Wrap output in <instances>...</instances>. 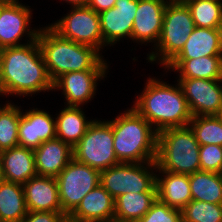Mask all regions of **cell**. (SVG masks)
<instances>
[{"label": "cell", "mask_w": 222, "mask_h": 222, "mask_svg": "<svg viewBox=\"0 0 222 222\" xmlns=\"http://www.w3.org/2000/svg\"><path fill=\"white\" fill-rule=\"evenodd\" d=\"M27 41V44L3 49L0 58V95L29 96L39 91L53 90V81L37 39Z\"/></svg>", "instance_id": "obj_1"}, {"label": "cell", "mask_w": 222, "mask_h": 222, "mask_svg": "<svg viewBox=\"0 0 222 222\" xmlns=\"http://www.w3.org/2000/svg\"><path fill=\"white\" fill-rule=\"evenodd\" d=\"M178 86L167 84L156 78L147 80L144 91L137 96L134 109L143 116L157 132L172 127L187 126L192 113Z\"/></svg>", "instance_id": "obj_2"}, {"label": "cell", "mask_w": 222, "mask_h": 222, "mask_svg": "<svg viewBox=\"0 0 222 222\" xmlns=\"http://www.w3.org/2000/svg\"><path fill=\"white\" fill-rule=\"evenodd\" d=\"M37 42L53 82L67 72L108 68L98 50L64 39L49 26L39 29Z\"/></svg>", "instance_id": "obj_3"}, {"label": "cell", "mask_w": 222, "mask_h": 222, "mask_svg": "<svg viewBox=\"0 0 222 222\" xmlns=\"http://www.w3.org/2000/svg\"><path fill=\"white\" fill-rule=\"evenodd\" d=\"M120 163L156 162L158 132L133 107L110 120Z\"/></svg>", "instance_id": "obj_4"}, {"label": "cell", "mask_w": 222, "mask_h": 222, "mask_svg": "<svg viewBox=\"0 0 222 222\" xmlns=\"http://www.w3.org/2000/svg\"><path fill=\"white\" fill-rule=\"evenodd\" d=\"M199 147L189 125L163 129L158 132L156 164L163 171L193 174L200 171Z\"/></svg>", "instance_id": "obj_5"}, {"label": "cell", "mask_w": 222, "mask_h": 222, "mask_svg": "<svg viewBox=\"0 0 222 222\" xmlns=\"http://www.w3.org/2000/svg\"><path fill=\"white\" fill-rule=\"evenodd\" d=\"M194 28V20L186 3L166 5L162 32L158 43L155 44L157 52L150 53L147 60H159L166 67L184 48Z\"/></svg>", "instance_id": "obj_6"}, {"label": "cell", "mask_w": 222, "mask_h": 222, "mask_svg": "<svg viewBox=\"0 0 222 222\" xmlns=\"http://www.w3.org/2000/svg\"><path fill=\"white\" fill-rule=\"evenodd\" d=\"M154 169L156 162L120 163L100 172V185L114 199L126 193H157Z\"/></svg>", "instance_id": "obj_7"}, {"label": "cell", "mask_w": 222, "mask_h": 222, "mask_svg": "<svg viewBox=\"0 0 222 222\" xmlns=\"http://www.w3.org/2000/svg\"><path fill=\"white\" fill-rule=\"evenodd\" d=\"M73 158L100 172L120 164L114 152L110 121L93 120L85 135L73 147Z\"/></svg>", "instance_id": "obj_8"}, {"label": "cell", "mask_w": 222, "mask_h": 222, "mask_svg": "<svg viewBox=\"0 0 222 222\" xmlns=\"http://www.w3.org/2000/svg\"><path fill=\"white\" fill-rule=\"evenodd\" d=\"M63 214H70L100 184V171L74 158L56 177Z\"/></svg>", "instance_id": "obj_9"}, {"label": "cell", "mask_w": 222, "mask_h": 222, "mask_svg": "<svg viewBox=\"0 0 222 222\" xmlns=\"http://www.w3.org/2000/svg\"><path fill=\"white\" fill-rule=\"evenodd\" d=\"M49 27L64 39L98 51L104 47L99 14L87 5L73 6L71 12Z\"/></svg>", "instance_id": "obj_10"}, {"label": "cell", "mask_w": 222, "mask_h": 222, "mask_svg": "<svg viewBox=\"0 0 222 222\" xmlns=\"http://www.w3.org/2000/svg\"><path fill=\"white\" fill-rule=\"evenodd\" d=\"M192 116L219 115L222 109V80L179 78Z\"/></svg>", "instance_id": "obj_11"}, {"label": "cell", "mask_w": 222, "mask_h": 222, "mask_svg": "<svg viewBox=\"0 0 222 222\" xmlns=\"http://www.w3.org/2000/svg\"><path fill=\"white\" fill-rule=\"evenodd\" d=\"M30 9L29 6L22 5L18 0L0 2V44L4 48L24 45L20 43V40L26 32L30 40L37 39L39 29L29 28Z\"/></svg>", "instance_id": "obj_12"}, {"label": "cell", "mask_w": 222, "mask_h": 222, "mask_svg": "<svg viewBox=\"0 0 222 222\" xmlns=\"http://www.w3.org/2000/svg\"><path fill=\"white\" fill-rule=\"evenodd\" d=\"M106 70L72 71L62 74L53 82V90H63L68 106L80 107L95 95L97 81L103 79Z\"/></svg>", "instance_id": "obj_13"}, {"label": "cell", "mask_w": 222, "mask_h": 222, "mask_svg": "<svg viewBox=\"0 0 222 222\" xmlns=\"http://www.w3.org/2000/svg\"><path fill=\"white\" fill-rule=\"evenodd\" d=\"M138 0H116L113 8L99 13L104 45H114L123 37L131 38Z\"/></svg>", "instance_id": "obj_14"}, {"label": "cell", "mask_w": 222, "mask_h": 222, "mask_svg": "<svg viewBox=\"0 0 222 222\" xmlns=\"http://www.w3.org/2000/svg\"><path fill=\"white\" fill-rule=\"evenodd\" d=\"M56 138L55 120L37 108L21 112L18 129V144L21 147L36 149L43 142Z\"/></svg>", "instance_id": "obj_15"}, {"label": "cell", "mask_w": 222, "mask_h": 222, "mask_svg": "<svg viewBox=\"0 0 222 222\" xmlns=\"http://www.w3.org/2000/svg\"><path fill=\"white\" fill-rule=\"evenodd\" d=\"M166 4L160 0H138L131 39L141 43H158Z\"/></svg>", "instance_id": "obj_16"}, {"label": "cell", "mask_w": 222, "mask_h": 222, "mask_svg": "<svg viewBox=\"0 0 222 222\" xmlns=\"http://www.w3.org/2000/svg\"><path fill=\"white\" fill-rule=\"evenodd\" d=\"M22 186L27 211L62 212L56 178L37 175Z\"/></svg>", "instance_id": "obj_17"}, {"label": "cell", "mask_w": 222, "mask_h": 222, "mask_svg": "<svg viewBox=\"0 0 222 222\" xmlns=\"http://www.w3.org/2000/svg\"><path fill=\"white\" fill-rule=\"evenodd\" d=\"M33 151L38 176L56 178L73 159V147L58 138L43 142Z\"/></svg>", "instance_id": "obj_18"}, {"label": "cell", "mask_w": 222, "mask_h": 222, "mask_svg": "<svg viewBox=\"0 0 222 222\" xmlns=\"http://www.w3.org/2000/svg\"><path fill=\"white\" fill-rule=\"evenodd\" d=\"M3 180L23 185L37 176L33 149L16 146L0 152Z\"/></svg>", "instance_id": "obj_19"}, {"label": "cell", "mask_w": 222, "mask_h": 222, "mask_svg": "<svg viewBox=\"0 0 222 222\" xmlns=\"http://www.w3.org/2000/svg\"><path fill=\"white\" fill-rule=\"evenodd\" d=\"M115 199L99 184L70 213L81 222H114Z\"/></svg>", "instance_id": "obj_20"}, {"label": "cell", "mask_w": 222, "mask_h": 222, "mask_svg": "<svg viewBox=\"0 0 222 222\" xmlns=\"http://www.w3.org/2000/svg\"><path fill=\"white\" fill-rule=\"evenodd\" d=\"M164 175L156 176L157 198L170 207L182 210L192 201L188 174L163 171L157 166V171Z\"/></svg>", "instance_id": "obj_21"}, {"label": "cell", "mask_w": 222, "mask_h": 222, "mask_svg": "<svg viewBox=\"0 0 222 222\" xmlns=\"http://www.w3.org/2000/svg\"><path fill=\"white\" fill-rule=\"evenodd\" d=\"M202 56H222V28L195 26L184 48L174 59H194Z\"/></svg>", "instance_id": "obj_22"}, {"label": "cell", "mask_w": 222, "mask_h": 222, "mask_svg": "<svg viewBox=\"0 0 222 222\" xmlns=\"http://www.w3.org/2000/svg\"><path fill=\"white\" fill-rule=\"evenodd\" d=\"M165 68L179 72V78L222 80V56L173 59Z\"/></svg>", "instance_id": "obj_23"}, {"label": "cell", "mask_w": 222, "mask_h": 222, "mask_svg": "<svg viewBox=\"0 0 222 222\" xmlns=\"http://www.w3.org/2000/svg\"><path fill=\"white\" fill-rule=\"evenodd\" d=\"M56 138L74 147L85 135L93 120H86L80 107L66 106L55 118Z\"/></svg>", "instance_id": "obj_24"}, {"label": "cell", "mask_w": 222, "mask_h": 222, "mask_svg": "<svg viewBox=\"0 0 222 222\" xmlns=\"http://www.w3.org/2000/svg\"><path fill=\"white\" fill-rule=\"evenodd\" d=\"M27 212L23 186L3 180L0 183V222H22Z\"/></svg>", "instance_id": "obj_25"}, {"label": "cell", "mask_w": 222, "mask_h": 222, "mask_svg": "<svg viewBox=\"0 0 222 222\" xmlns=\"http://www.w3.org/2000/svg\"><path fill=\"white\" fill-rule=\"evenodd\" d=\"M157 199V193H126L115 199L114 222H137Z\"/></svg>", "instance_id": "obj_26"}, {"label": "cell", "mask_w": 222, "mask_h": 222, "mask_svg": "<svg viewBox=\"0 0 222 222\" xmlns=\"http://www.w3.org/2000/svg\"><path fill=\"white\" fill-rule=\"evenodd\" d=\"M192 200L222 205V173L197 171L189 175Z\"/></svg>", "instance_id": "obj_27"}, {"label": "cell", "mask_w": 222, "mask_h": 222, "mask_svg": "<svg viewBox=\"0 0 222 222\" xmlns=\"http://www.w3.org/2000/svg\"><path fill=\"white\" fill-rule=\"evenodd\" d=\"M192 19L197 27L222 28L221 0H187Z\"/></svg>", "instance_id": "obj_28"}, {"label": "cell", "mask_w": 222, "mask_h": 222, "mask_svg": "<svg viewBox=\"0 0 222 222\" xmlns=\"http://www.w3.org/2000/svg\"><path fill=\"white\" fill-rule=\"evenodd\" d=\"M188 125L200 145L222 146V119L218 115L193 116Z\"/></svg>", "instance_id": "obj_29"}, {"label": "cell", "mask_w": 222, "mask_h": 222, "mask_svg": "<svg viewBox=\"0 0 222 222\" xmlns=\"http://www.w3.org/2000/svg\"><path fill=\"white\" fill-rule=\"evenodd\" d=\"M21 109L11 103L0 106V151L19 146L18 129Z\"/></svg>", "instance_id": "obj_30"}, {"label": "cell", "mask_w": 222, "mask_h": 222, "mask_svg": "<svg viewBox=\"0 0 222 222\" xmlns=\"http://www.w3.org/2000/svg\"><path fill=\"white\" fill-rule=\"evenodd\" d=\"M182 222H222V205L192 200L181 210Z\"/></svg>", "instance_id": "obj_31"}, {"label": "cell", "mask_w": 222, "mask_h": 222, "mask_svg": "<svg viewBox=\"0 0 222 222\" xmlns=\"http://www.w3.org/2000/svg\"><path fill=\"white\" fill-rule=\"evenodd\" d=\"M137 222H182L181 210L170 207L157 198Z\"/></svg>", "instance_id": "obj_32"}, {"label": "cell", "mask_w": 222, "mask_h": 222, "mask_svg": "<svg viewBox=\"0 0 222 222\" xmlns=\"http://www.w3.org/2000/svg\"><path fill=\"white\" fill-rule=\"evenodd\" d=\"M199 158L201 171L222 173V146L200 145Z\"/></svg>", "instance_id": "obj_33"}, {"label": "cell", "mask_w": 222, "mask_h": 222, "mask_svg": "<svg viewBox=\"0 0 222 222\" xmlns=\"http://www.w3.org/2000/svg\"><path fill=\"white\" fill-rule=\"evenodd\" d=\"M64 214L52 211H28L22 222H59Z\"/></svg>", "instance_id": "obj_34"}, {"label": "cell", "mask_w": 222, "mask_h": 222, "mask_svg": "<svg viewBox=\"0 0 222 222\" xmlns=\"http://www.w3.org/2000/svg\"><path fill=\"white\" fill-rule=\"evenodd\" d=\"M115 2L116 0H88L86 5L99 14L113 8Z\"/></svg>", "instance_id": "obj_35"}, {"label": "cell", "mask_w": 222, "mask_h": 222, "mask_svg": "<svg viewBox=\"0 0 222 222\" xmlns=\"http://www.w3.org/2000/svg\"><path fill=\"white\" fill-rule=\"evenodd\" d=\"M59 222H81L80 220L74 218L73 216H71L70 214H64Z\"/></svg>", "instance_id": "obj_36"}, {"label": "cell", "mask_w": 222, "mask_h": 222, "mask_svg": "<svg viewBox=\"0 0 222 222\" xmlns=\"http://www.w3.org/2000/svg\"><path fill=\"white\" fill-rule=\"evenodd\" d=\"M70 3L71 6H84L87 4L88 0H65Z\"/></svg>", "instance_id": "obj_37"}, {"label": "cell", "mask_w": 222, "mask_h": 222, "mask_svg": "<svg viewBox=\"0 0 222 222\" xmlns=\"http://www.w3.org/2000/svg\"><path fill=\"white\" fill-rule=\"evenodd\" d=\"M162 1L164 4L168 5V4H184L186 3L187 0H160Z\"/></svg>", "instance_id": "obj_38"}, {"label": "cell", "mask_w": 222, "mask_h": 222, "mask_svg": "<svg viewBox=\"0 0 222 222\" xmlns=\"http://www.w3.org/2000/svg\"><path fill=\"white\" fill-rule=\"evenodd\" d=\"M3 181V175H2V170H1V165H0V183Z\"/></svg>", "instance_id": "obj_39"}, {"label": "cell", "mask_w": 222, "mask_h": 222, "mask_svg": "<svg viewBox=\"0 0 222 222\" xmlns=\"http://www.w3.org/2000/svg\"><path fill=\"white\" fill-rule=\"evenodd\" d=\"M3 49H4V47L0 44V58H1V55L3 53Z\"/></svg>", "instance_id": "obj_40"}, {"label": "cell", "mask_w": 222, "mask_h": 222, "mask_svg": "<svg viewBox=\"0 0 222 222\" xmlns=\"http://www.w3.org/2000/svg\"><path fill=\"white\" fill-rule=\"evenodd\" d=\"M218 116L222 119V109H221V112Z\"/></svg>", "instance_id": "obj_41"}]
</instances>
